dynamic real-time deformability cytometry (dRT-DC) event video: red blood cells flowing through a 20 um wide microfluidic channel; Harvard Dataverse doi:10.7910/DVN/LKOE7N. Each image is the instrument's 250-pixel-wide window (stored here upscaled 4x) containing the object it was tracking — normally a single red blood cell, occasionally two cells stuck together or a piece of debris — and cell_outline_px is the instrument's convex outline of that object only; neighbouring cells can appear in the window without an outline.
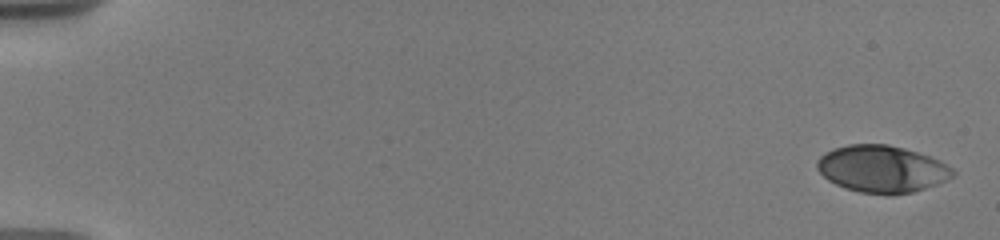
{"species": "human", "species_latin": "Homo sapiens", "temperature_condition": "warm", "stored_images_in_passage": 9, "camera_frame_rate_fps": 3000, "um_per_image_px": 0.085, "donor": {"sex": "male"}, "frame": {"image": 1, "passage_image": 1, "time_ms": 0.0, "image_size_px": [1000, 240], "cell_outline_px": [[956, 176], [936, 184], [912, 192], [892, 196], [860, 192], [844, 188], [828, 180], [816, 168], [816, 160], [824, 152], [832, 148], [848, 144], [888, 144], [904, 148], [940, 160], [952, 168], [956, 172]], "centroid_in_image_um": [74.95, 14.36], "position_along_channel_um": 10.1, "area_um2": 37.57}}
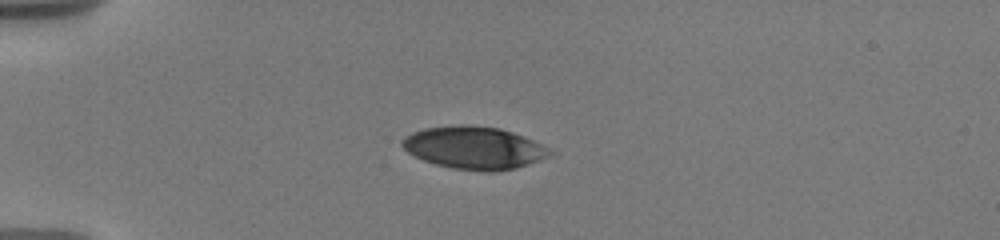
{"frame": {"image": 2, "passage_image": 6, "time_ms": 4.667, "image_size_px": [1000, 240], "cell_outline_px": [[552, 156], [516, 168], [496, 172], [484, 172], [452, 168], [436, 164], [424, 160], [408, 152], [400, 144], [412, 132], [428, 128], [460, 124], [500, 128], [524, 136], [548, 148], [552, 152]], "centroid_in_image_um": [40.34, 12.58], "position_along_channel_um": 44.7, "area_um2": 36.36}}
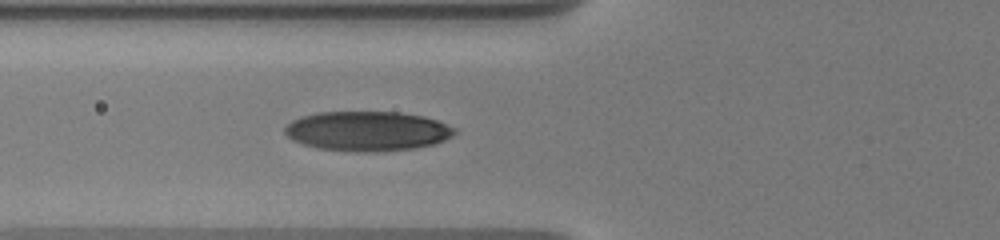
{"frame": {"image": 3, "passage_image": 9, "time_ms": 7.0, "image_size_px": [1000, 240], "cell_outline_px": [[456, 132], [452, 136], [436, 144], [416, 148], [364, 152], [316, 148], [292, 140], [284, 132], [284, 128], [292, 120], [300, 116], [316, 112], [396, 112], [424, 116], [436, 120], [456, 128]], "centroid_in_image_um": [31.22, 11.14], "position_along_channel_um": 94.6, "area_um2": 39.25}}